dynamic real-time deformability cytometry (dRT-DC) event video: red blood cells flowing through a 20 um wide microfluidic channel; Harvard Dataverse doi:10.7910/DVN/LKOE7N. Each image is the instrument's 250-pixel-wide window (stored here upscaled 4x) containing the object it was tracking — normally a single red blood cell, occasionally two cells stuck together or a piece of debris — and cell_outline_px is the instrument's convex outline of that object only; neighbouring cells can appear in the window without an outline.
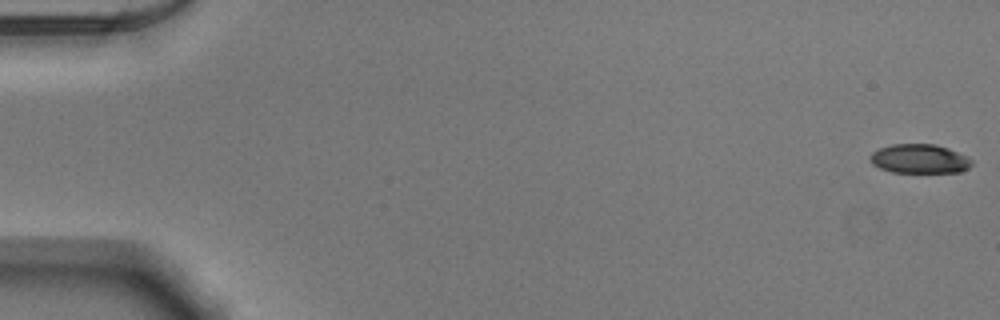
{"species": "Egyptian fruit bat (a non-hibernating species)", "species_latin": "Rousettus aegyptiacus", "temperature_condition": "warm", "stored_images_in_passage": 50, "camera_frame_rate_fps": 3000, "um_per_image_px": 0.085, "animal": {"sex": "male"}, "frame": {"image": 1, "passage_image": 1, "time_ms": 0.0, "image_size_px": [1000, 320], "cell_outline_px": [[972, 164], [968, 168], [960, 172], [892, 172], [880, 168], [872, 164], [868, 156], [872, 152], [880, 148], [892, 144], [936, 144], [948, 148], [968, 156], [972, 160]], "centroid_in_image_um": [78.16, 13.49], "position_along_channel_um": 6.8, "area_um2": 17.34}}
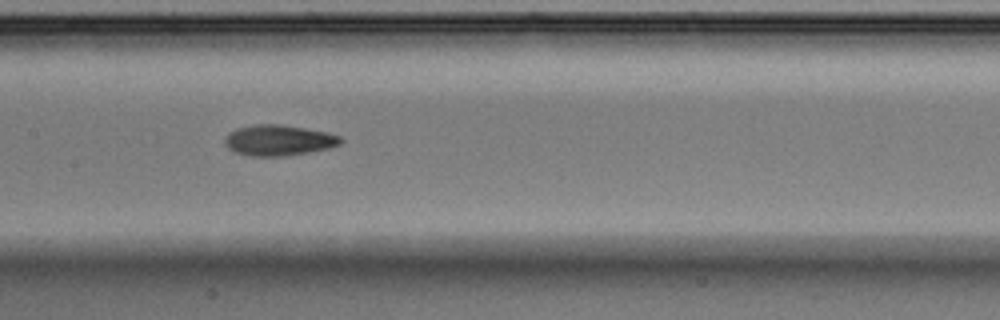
{"frame": {"image": 2, "passage_image": 27, "time_ms": 8.667, "image_size_px": [1000, 320], "cell_outline_px": [[344, 140], [340, 144], [328, 148], [308, 152], [284, 156], [248, 156], [232, 152], [224, 144], [224, 136], [228, 132], [236, 128], [256, 124], [280, 124], [328, 132], [340, 136]], "centroid_in_image_um": [23.63, 11.92], "position_along_channel_um": 183.8, "area_um2": 20.98}}
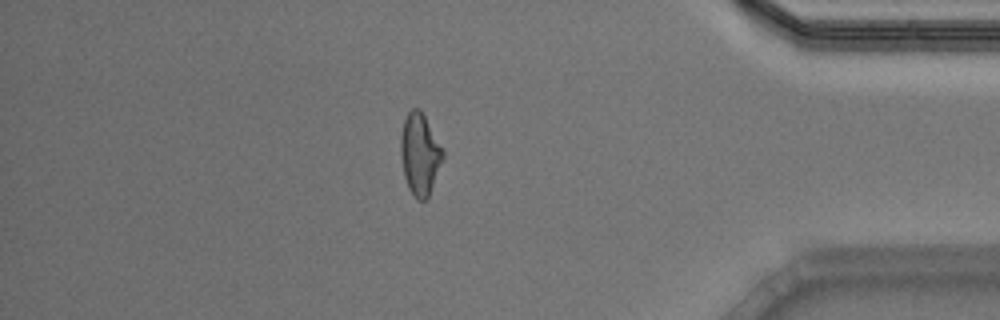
{"frame": {"image": 3, "passage_image": 46, "time_ms": 15.0, "image_size_px": [1000, 320], "cell_outline_px": [[444, 156], [428, 200], [416, 200], [408, 188], [404, 176], [400, 156], [400, 136], [404, 120], [408, 112], [412, 108], [420, 108], [444, 152]], "centroid_in_image_um": [35.67, 13.14], "position_along_channel_um": 399.5, "area_um2": 20.17}}